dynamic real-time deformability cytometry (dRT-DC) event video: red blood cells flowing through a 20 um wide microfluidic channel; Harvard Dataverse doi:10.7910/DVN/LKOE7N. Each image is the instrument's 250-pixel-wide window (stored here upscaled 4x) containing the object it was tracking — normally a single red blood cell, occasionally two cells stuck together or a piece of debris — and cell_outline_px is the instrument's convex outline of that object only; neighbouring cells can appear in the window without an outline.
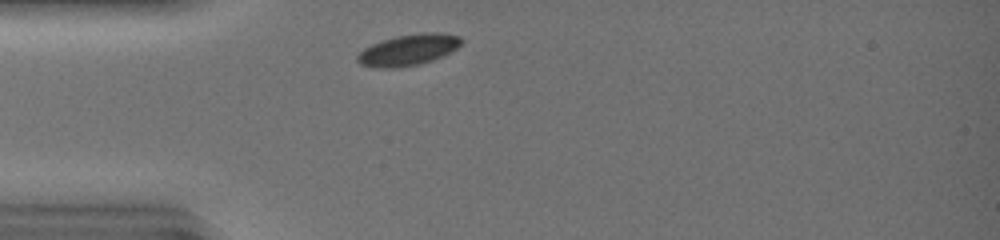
{"species": "common noctule bat (a hibernating species)", "species_latin": "Nyctalus noctula", "temperature_condition": "warm", "stored_images_in_passage": 30, "camera_frame_rate_fps": 3000, "um_per_image_px": 0.085, "animal": {"sex": "female", "body_mass_g": 19.0, "forearm_length_mm": 51.5}, "frame": {"image": 1, "passage_image": 2, "time_ms": 0.333, "image_size_px": [1000, 240], "cell_outline_px": [[464, 40], [456, 48], [432, 60], [420, 64], [396, 68], [376, 68], [360, 64], [356, 60], [356, 56], [364, 48], [380, 40], [396, 36], [420, 32], [440, 32], [460, 36]], "centroid_in_image_um": [34.68, 4.23], "position_along_channel_um": 50.3, "area_um2": 18.96}}
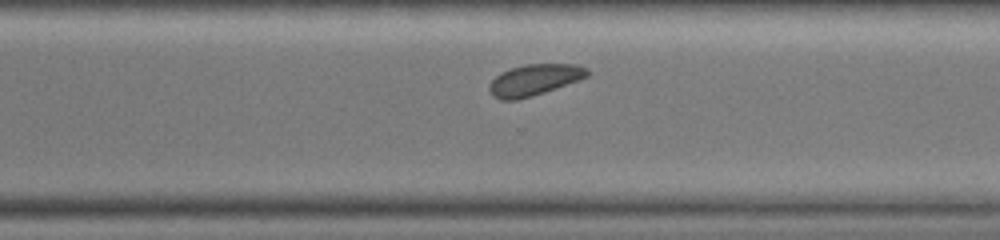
{"frame": {"image": 2, "passage_image": 23, "time_ms": 7.333, "image_size_px": [1000, 240], "cell_outline_px": [[588, 76], [580, 80], [532, 96], [516, 100], [500, 100], [492, 96], [488, 88], [488, 84], [500, 72], [512, 68], [528, 64], [572, 64], [588, 68]], "centroid_in_image_um": [45.39, 6.8], "position_along_channel_um": 325.2, "area_um2": 17.8}}
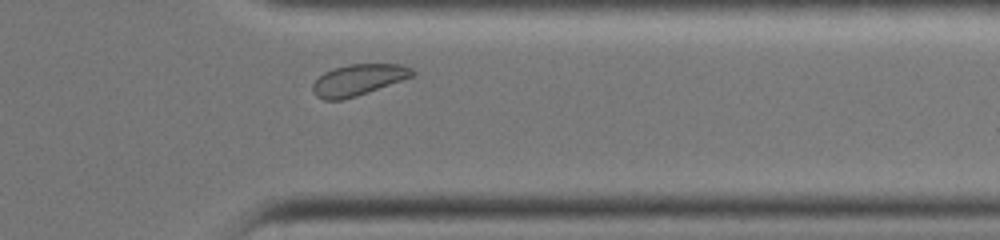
{"frame": {"image": 3, "passage_image": 27, "time_ms": 8.667, "image_size_px": [1000, 240], "cell_outline_px": [[416, 72], [412, 76], [356, 96], [340, 100], [324, 100], [316, 96], [312, 92], [312, 84], [324, 72], [348, 64], [400, 64], [412, 68]], "centroid_in_image_um": [30.42, 6.79], "position_along_channel_um": 381.0, "area_um2": 17.86}}